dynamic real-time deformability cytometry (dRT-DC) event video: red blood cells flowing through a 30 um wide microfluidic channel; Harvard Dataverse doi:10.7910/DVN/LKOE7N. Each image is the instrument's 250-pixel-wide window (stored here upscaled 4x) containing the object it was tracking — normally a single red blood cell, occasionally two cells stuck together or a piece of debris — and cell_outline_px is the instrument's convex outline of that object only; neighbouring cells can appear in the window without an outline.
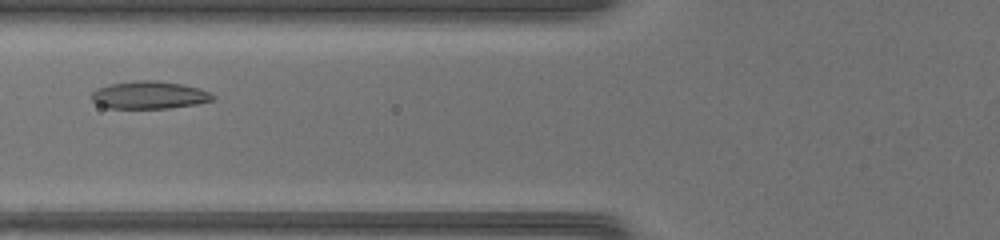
{"species": "common noctule bat (a hibernating species)", "species_latin": "Nyctalus noctula", "temperature_condition": "warm", "stored_images_in_passage": 38, "camera_frame_rate_fps": 3000, "um_per_image_px": 0.085, "animal": {"sex": "female", "body_mass_g": 17.0, "forearm_length_mm": 48.0}, "frame": {"image": 1, "passage_image": 9, "time_ms": 2.667, "image_size_px": [1000, 240], "cell_outline_px": [[216, 96], [212, 100], [196, 104], [168, 108], [108, 108], [96, 104], [92, 100], [92, 92], [96, 88], [108, 84], [136, 80], [156, 80], [184, 84], [200, 88]], "centroid_in_image_um": [12.67, 8.07], "position_along_channel_um": 113.1, "area_um2": 19.65}}
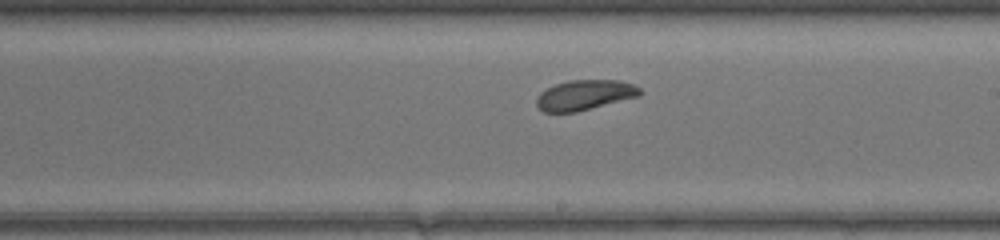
{"frame": {"image": 2, "passage_image": 18, "time_ms": 5.667, "image_size_px": [1000, 240], "cell_outline_px": [[644, 92], [640, 96], [576, 112], [544, 112], [536, 104], [536, 100], [540, 92], [556, 84], [568, 80], [620, 80], [636, 84]], "centroid_in_image_um": [49.76, 8.06], "position_along_channel_um": 239.2, "area_um2": 18.26}}
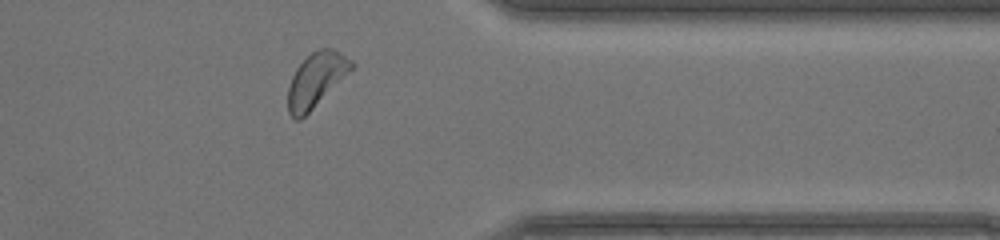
{"frame": {"image": 3, "passage_image": 29, "time_ms": 9.333, "image_size_px": [1000, 240], "cell_outline_px": [[356, 64], [300, 120], [296, 120], [288, 112], [288, 88], [292, 76], [296, 68], [312, 52], [320, 48], [332, 48], [340, 52], [352, 60]], "centroid_in_image_um": [26.85, 6.76], "position_along_channel_um": 384.6, "area_um2": 19.42}, "authors_computed_cell_mechanics": {"area_um2": 19.4208, "velocity_mm_per_s": 4.2108, "shape_relaxation_time_tau1_ms": 1.7113, "shape_relaxation_time_tau2_ms": null, "deformation_change_tau1": 0.0937, "deformation_change_tau2": null}}